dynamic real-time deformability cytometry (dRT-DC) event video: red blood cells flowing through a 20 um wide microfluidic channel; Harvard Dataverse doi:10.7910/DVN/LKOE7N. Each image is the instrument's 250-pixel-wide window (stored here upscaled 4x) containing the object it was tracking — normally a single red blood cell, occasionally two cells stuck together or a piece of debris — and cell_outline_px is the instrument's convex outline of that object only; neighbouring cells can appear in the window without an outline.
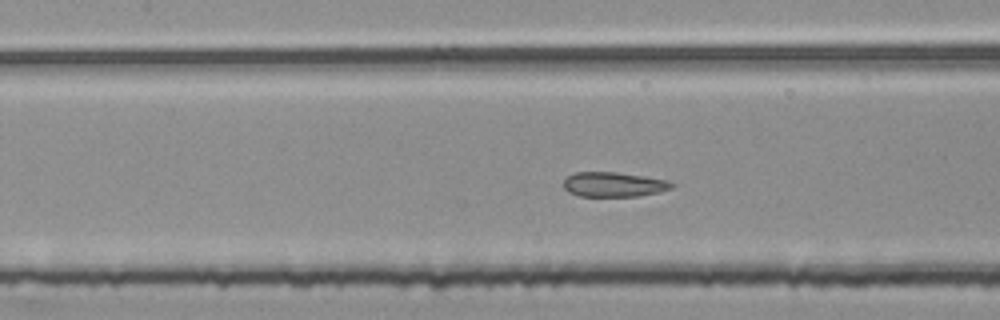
{"species": "common noctule bat (a hibernating species)", "species_latin": "Nyctalus noctula", "temperature_condition": "room temperature", "stored_images_in_passage": 45, "segment_of_instrument_passage": [2, 2], "camera_frame_rate_fps": 3000, "um_per_image_px": 0.085, "animal": {"sex": "female", "body_mass_g": 25.1}, "frame": {"image": 1, "passage_image": 17, "time_ms": 5.333, "image_size_px": [1000, 320], "cell_outline_px": [[676, 184], [672, 188], [660, 192], [640, 196], [580, 196], [568, 192], [564, 188], [564, 180], [572, 172], [616, 172], [644, 176], [668, 180]], "centroid_in_image_um": [52.19, 15.68], "position_along_channel_um": 155.2, "area_um2": 15.72}}
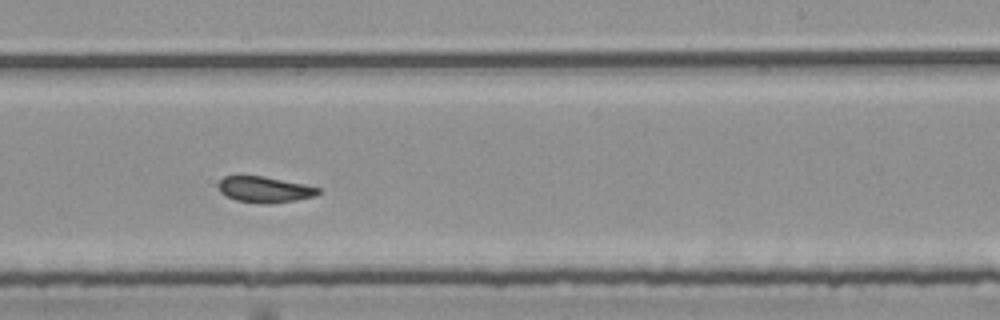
{"frame": {"image": 2, "passage_image": 26, "time_ms": 8.333, "image_size_px": [1000, 320], "cell_outline_px": [[320, 192], [316, 196], [296, 200], [272, 204], [264, 204], [236, 200], [224, 196], [220, 192], [216, 184], [224, 176], [264, 176], [304, 184], [320, 188]], "centroid_in_image_um": [22.47, 16.11], "position_along_channel_um": 266.5, "area_um2": 15.32}}
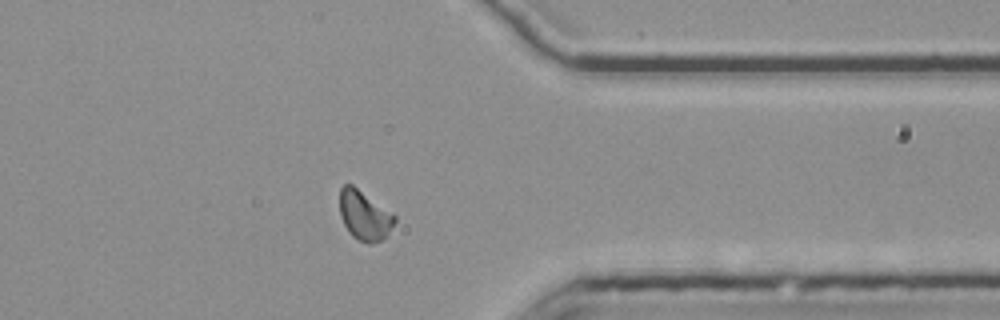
{"frame": {"image": 3, "passage_image": 36, "time_ms": 11.667, "image_size_px": [1000, 320], "cell_outline_px": [[396, 220], [388, 232], [380, 240], [368, 244], [352, 236], [348, 232], [340, 216], [340, 188], [344, 184], [352, 184], [392, 212], [396, 216]], "centroid_in_image_um": [30.95, 18.28], "position_along_channel_um": 380.4, "area_um2": 15.72}}